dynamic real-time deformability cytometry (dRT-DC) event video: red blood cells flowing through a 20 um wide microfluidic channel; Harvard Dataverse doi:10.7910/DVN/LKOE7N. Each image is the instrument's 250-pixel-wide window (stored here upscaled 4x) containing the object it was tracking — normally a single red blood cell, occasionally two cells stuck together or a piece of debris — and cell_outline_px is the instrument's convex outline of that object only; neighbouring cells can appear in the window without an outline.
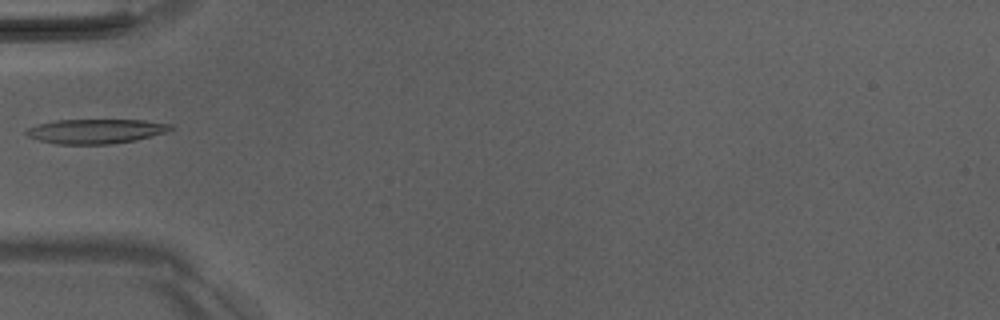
{"species": "Egyptian fruit bat (a non-hibernating species)", "species_latin": "Rousettus aegyptiacus", "temperature_condition": "room temperature", "stored_images_in_passage": 3, "camera_frame_rate_fps": 3000, "um_per_image_px": 0.085, "animal": {"sex": "male"}, "frame": {"image": 1, "passage_image": 2, "time_ms": 1.0, "image_size_px": [1000, 320], "cell_outline_px": [[172, 128], [164, 132], [136, 140], [108, 144], [56, 144], [40, 140], [28, 136], [24, 132], [28, 128], [40, 124], [56, 120], [144, 120], [172, 124]], "centroid_in_image_um": [8.12, 11.15], "position_along_channel_um": 76.9, "area_um2": 20.35}}